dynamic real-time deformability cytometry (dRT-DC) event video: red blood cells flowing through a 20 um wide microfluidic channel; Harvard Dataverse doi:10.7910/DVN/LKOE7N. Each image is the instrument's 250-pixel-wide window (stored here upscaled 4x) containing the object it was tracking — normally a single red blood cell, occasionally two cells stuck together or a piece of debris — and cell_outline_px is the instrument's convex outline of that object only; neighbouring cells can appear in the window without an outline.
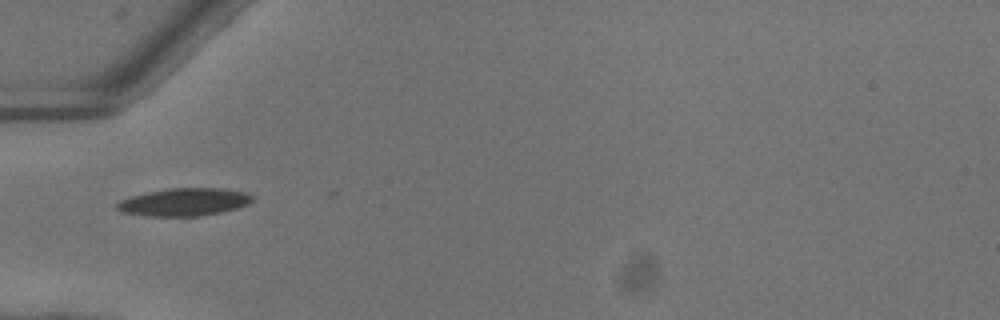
{"species": "common noctule bat (a hibernating species)", "species_latin": "Nyctalus noctula", "temperature_condition": "warm", "stored_images_in_passage": 3, "camera_frame_rate_fps": 3000, "um_per_image_px": 0.085, "animal": {"sex": "female"}, "frame": {"image": 1, "passage_image": 2, "time_ms": 0.333, "image_size_px": [1000, 320], "cell_outline_px": [[252, 200], [248, 204], [236, 208], [220, 212], [200, 216], [148, 216], [124, 212], [116, 208], [116, 204], [120, 200], [132, 196], [148, 192], [168, 188], [224, 188], [244, 192], [252, 196]], "centroid_in_image_um": [15.65, 17.17], "position_along_channel_um": 69.3, "area_um2": 21.68}}